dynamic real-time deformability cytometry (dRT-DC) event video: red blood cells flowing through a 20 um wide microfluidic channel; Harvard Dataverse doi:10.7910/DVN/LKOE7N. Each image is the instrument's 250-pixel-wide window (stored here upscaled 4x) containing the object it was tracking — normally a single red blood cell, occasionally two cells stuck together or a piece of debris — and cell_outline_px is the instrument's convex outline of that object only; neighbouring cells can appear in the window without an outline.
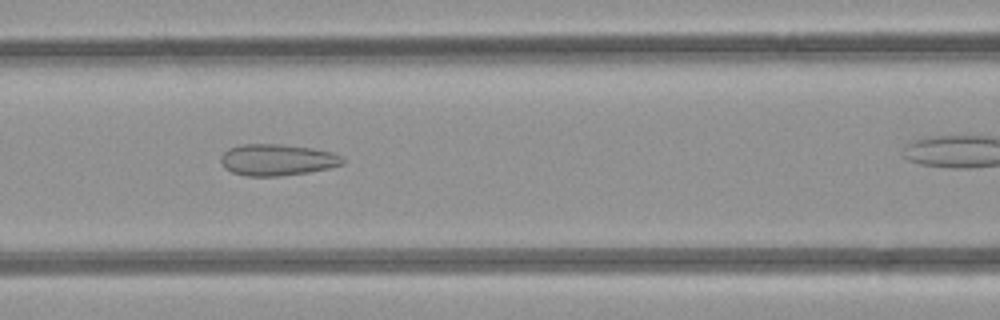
{"species": "common noctule bat (a hibernating species)", "species_latin": "Nyctalus noctula", "temperature_condition": "room temperature", "stored_images_in_passage": 31, "camera_frame_rate_fps": 3000, "um_per_image_px": 0.085, "animal": {"sex": "female", "body_mass_g": 21.9}, "frame": {"image": 1, "passage_image": 13, "time_ms": 4.0, "image_size_px": [1000, 320], "cell_outline_px": [[344, 164], [328, 168], [308, 172], [280, 176], [248, 176], [232, 172], [224, 168], [220, 160], [220, 156], [228, 148], [240, 144], [280, 144], [312, 148], [332, 152], [340, 156], [344, 160]], "centroid_in_image_um": [23.53, 13.58], "position_along_channel_um": 143.1, "area_um2": 22.37}}
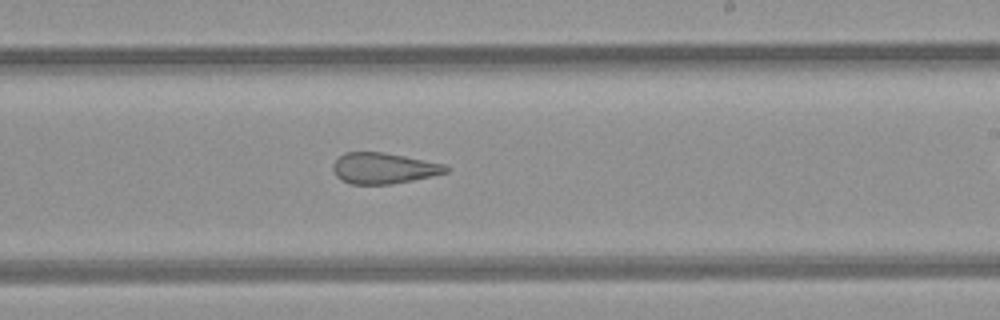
{"frame": {"image": 2, "passage_image": 21, "time_ms": 6.667, "image_size_px": [1000, 320], "cell_outline_px": [[448, 172], [412, 180], [392, 184], [348, 184], [340, 180], [336, 176], [332, 168], [332, 164], [344, 152], [384, 152], [444, 164], [448, 168]], "centroid_in_image_um": [32.55, 14.3], "position_along_channel_um": 256.4, "area_um2": 20.29}}
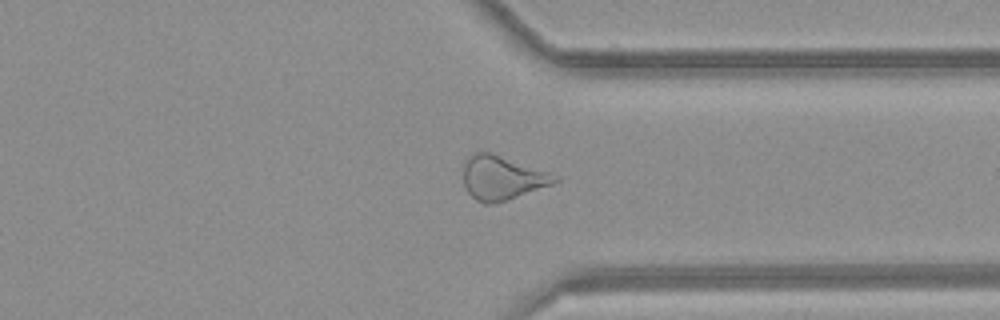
{"frame": {"image": 3, "passage_image": 29, "time_ms": 9.333, "image_size_px": [1000, 320], "cell_outline_px": [[560, 180], [552, 184], [508, 200], [492, 204], [484, 204], [476, 200], [468, 192], [464, 184], [464, 164], [468, 156], [476, 152], [488, 152], [560, 176]], "centroid_in_image_um": [42.67, 15.14], "position_along_channel_um": 368.7, "area_um2": 23.12}}